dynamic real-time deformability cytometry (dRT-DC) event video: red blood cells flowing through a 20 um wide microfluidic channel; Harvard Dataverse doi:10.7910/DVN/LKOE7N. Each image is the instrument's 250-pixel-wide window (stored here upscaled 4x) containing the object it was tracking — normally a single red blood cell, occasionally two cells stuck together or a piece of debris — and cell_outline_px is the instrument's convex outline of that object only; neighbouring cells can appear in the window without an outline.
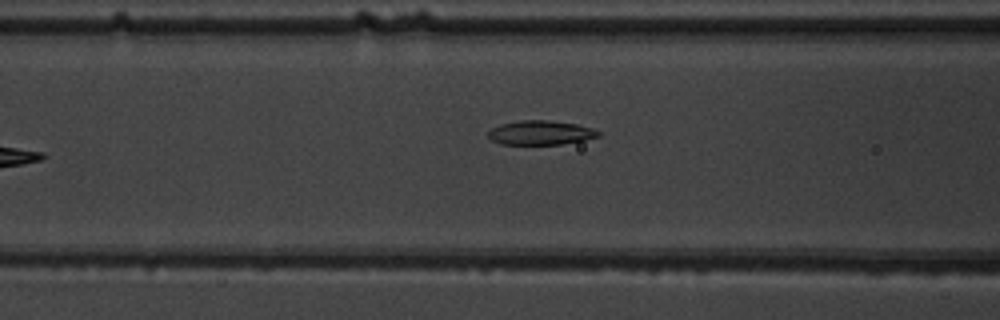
{"species": "common noctule bat (a hibernating species)", "species_latin": "Nyctalus noctula", "temperature_condition": "warm", "stored_images_in_passage": 9, "camera_frame_rate_fps": 3000, "um_per_image_px": 0.085, "animal": {"sex": "male", "body_mass_g": 19.5, "forearm_length_mm": 54.6}, "frame": {"image": 1, "passage_image": 7, "time_ms": 8.0, "image_size_px": [1000, 320], "cell_outline_px": [[600, 136], [584, 140], [560, 144], [500, 144], [492, 140], [488, 136], [488, 132], [492, 128], [500, 124], [520, 120], [544, 120], [576, 124], [592, 128], [600, 132]], "centroid_in_image_um": [45.94, 11.28], "position_along_channel_um": 120.7, "area_um2": 15.43}}
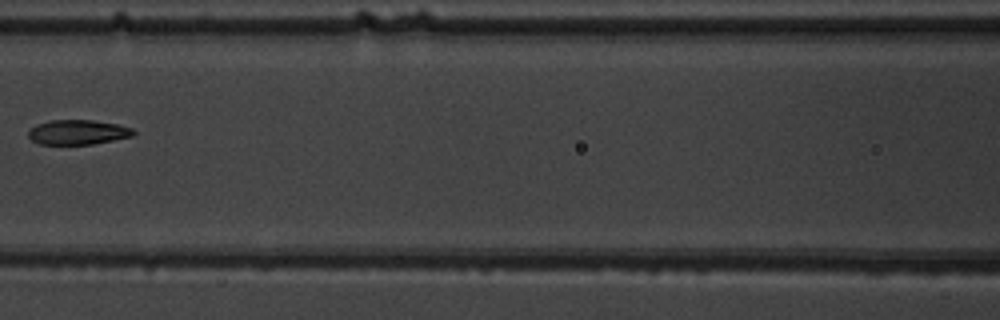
{"frame": {"image": 2, "passage_image": 8, "time_ms": 9.0, "image_size_px": [1000, 320], "cell_outline_px": [[136, 132], [132, 136], [92, 144], [40, 144], [32, 140], [28, 136], [28, 132], [36, 124], [52, 120], [92, 120], [116, 124], [132, 128]], "centroid_in_image_um": [6.61, 11.23], "position_along_channel_um": 160.0, "area_um2": 14.97}}
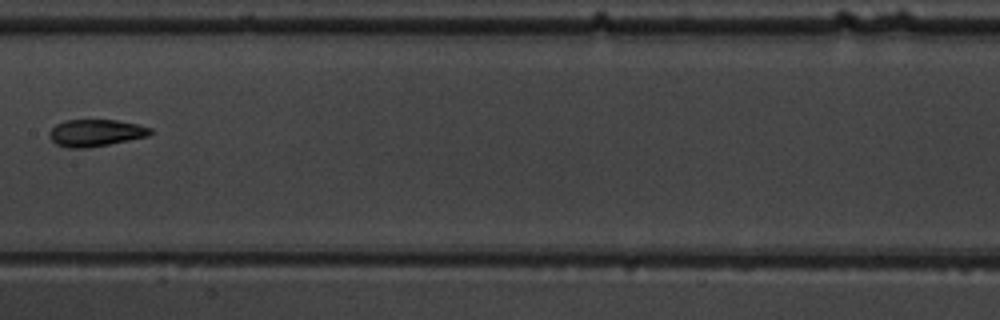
{"frame": {"image": 3, "passage_image": 9, "time_ms": 10.0, "image_size_px": [1000, 320], "cell_outline_px": [[152, 132], [148, 136], [88, 148], [68, 148], [56, 144], [48, 136], [48, 132], [56, 124], [64, 120], [116, 120], [136, 124], [152, 128]], "centroid_in_image_um": [8.09, 11.29], "position_along_channel_um": 199.3, "area_um2": 15.84}}